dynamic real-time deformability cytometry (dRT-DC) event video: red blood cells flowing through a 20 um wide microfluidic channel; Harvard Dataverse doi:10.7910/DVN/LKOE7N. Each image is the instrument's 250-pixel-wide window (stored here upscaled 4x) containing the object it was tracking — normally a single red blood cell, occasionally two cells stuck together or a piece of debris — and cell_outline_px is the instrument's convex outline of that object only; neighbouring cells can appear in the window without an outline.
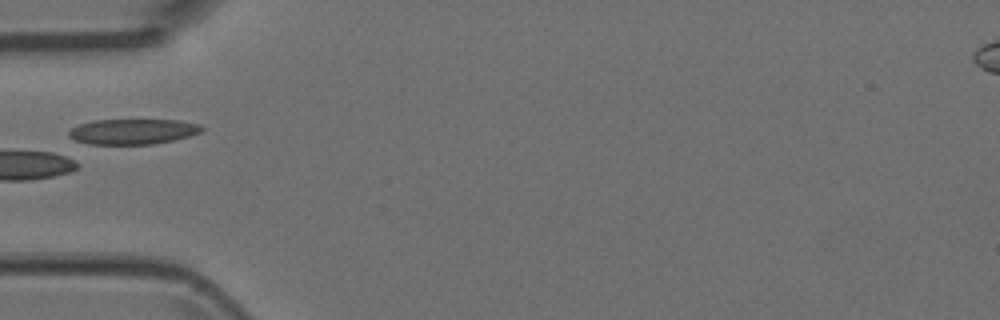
{"species": "Egyptian fruit bat (a non-hibernating species)", "species_latin": "Rousettus aegyptiacus", "temperature_condition": "room temperature", "stored_images_in_passage": 4, "camera_frame_rate_fps": 3000, "um_per_image_px": 0.085, "animal": {"sex": "female"}, "frame": {"image": 1, "passage_image": 3, "time_ms": 0.667, "image_size_px": [1000, 320], "cell_outline_px": [[204, 128], [200, 132], [188, 136], [172, 140], [152, 144], [88, 144], [76, 140], [68, 136], [68, 132], [72, 128], [80, 124], [92, 120], [180, 120], [200, 124]], "centroid_in_image_um": [11.28, 11.17], "position_along_channel_um": 73.7, "area_um2": 19.54}}
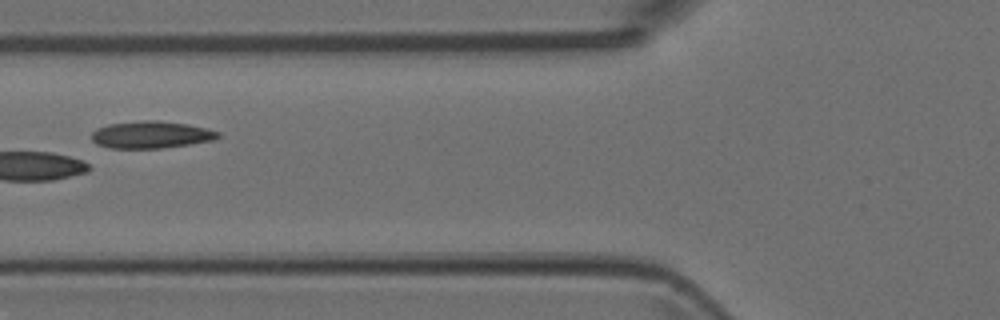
{"frame": {"image": 2, "passage_image": 4, "time_ms": 1.0, "image_size_px": [1000, 320], "cell_outline_px": [[220, 136], [212, 140], [188, 144], [160, 148], [108, 148], [92, 140], [92, 132], [96, 128], [108, 124], [140, 120], [160, 120], [188, 124], [208, 128], [220, 132]], "centroid_in_image_um": [12.85, 11.43], "position_along_channel_um": 113.0, "area_um2": 20.0}}